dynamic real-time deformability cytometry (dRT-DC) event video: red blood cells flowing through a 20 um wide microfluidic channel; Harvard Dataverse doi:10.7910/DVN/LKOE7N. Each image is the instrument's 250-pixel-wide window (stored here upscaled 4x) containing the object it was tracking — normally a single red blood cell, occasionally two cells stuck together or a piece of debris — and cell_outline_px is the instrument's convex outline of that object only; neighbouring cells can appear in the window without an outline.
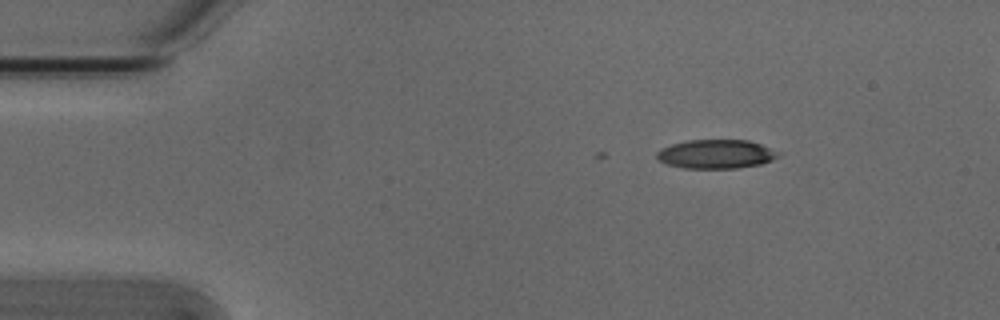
{"species": "Egyptian fruit bat (a non-hibernating species)", "species_latin": "Rousettus aegyptiacus", "temperature_condition": "cold", "stored_images_in_passage": 3, "camera_frame_rate_fps": 3000, "um_per_image_px": 0.085, "animal": {"sex": "male"}, "frame": {"image": 1, "passage_image": 1, "time_ms": 0.0, "image_size_px": [1000, 320], "cell_outline_px": [[784, 152], [780, 156], [772, 160], [760, 164], [736, 168], [684, 168], [668, 164], [660, 160], [656, 156], [656, 152], [660, 148], [672, 144], [688, 140], [748, 140]], "centroid_in_image_um": [60.91, 13.09], "position_along_channel_um": 24.1, "area_um2": 20.58}}